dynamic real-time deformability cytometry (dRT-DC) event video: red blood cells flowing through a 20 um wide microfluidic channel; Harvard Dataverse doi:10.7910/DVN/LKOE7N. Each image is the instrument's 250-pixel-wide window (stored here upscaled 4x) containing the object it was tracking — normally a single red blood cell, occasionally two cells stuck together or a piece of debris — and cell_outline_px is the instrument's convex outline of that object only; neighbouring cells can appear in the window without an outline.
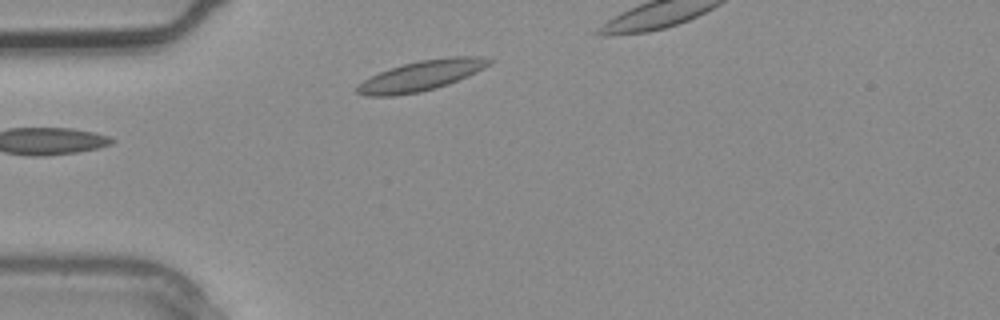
{"species": "common noctule bat (a hibernating species)", "species_latin": "Nyctalus noctula", "temperature_condition": "warm", "stored_images_in_passage": 3, "camera_frame_rate_fps": 3000, "um_per_image_px": 0.085, "animal": {"sex": "male", "body_mass_g": 20.4}, "frame": {"image": 1, "passage_image": 1, "time_ms": 0.0, "image_size_px": [1000, 320], "cell_outline_px": [[496, 60], [492, 64], [476, 72], [448, 84], [436, 88], [420, 92], [392, 96], [364, 96], [356, 92], [356, 88], [364, 80], [380, 72], [404, 64], [420, 60], [448, 56], [480, 56]], "centroid_in_image_um": [35.87, 6.42], "position_along_channel_um": 49.1, "area_um2": 23.18}}